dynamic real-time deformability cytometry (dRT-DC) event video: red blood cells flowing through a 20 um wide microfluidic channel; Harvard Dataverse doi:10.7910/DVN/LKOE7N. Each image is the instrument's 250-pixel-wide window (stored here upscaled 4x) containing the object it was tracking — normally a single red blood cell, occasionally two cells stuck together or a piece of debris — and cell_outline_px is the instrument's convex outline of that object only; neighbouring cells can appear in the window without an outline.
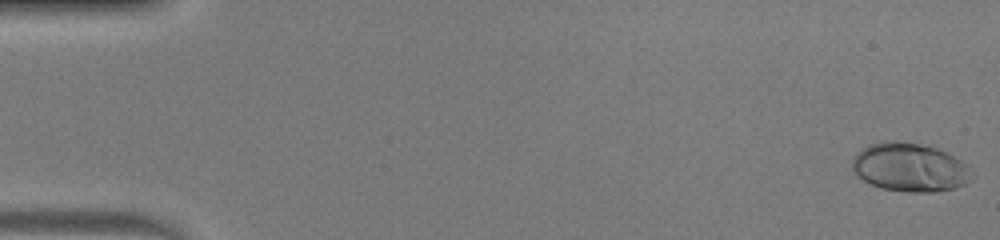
{"species": "human", "species_latin": "Homo sapiens", "temperature_condition": "warm", "stored_images_in_passage": 49, "camera_frame_rate_fps": 3000, "um_per_image_px": 0.085, "donor": {"sex": "male"}, "frame": {"image": 1, "passage_image": 1, "time_ms": 0.0, "image_size_px": [1000, 240], "cell_outline_px": [[976, 176], [972, 180], [956, 188], [932, 192], [908, 192], [884, 188], [872, 184], [856, 176], [852, 172], [852, 160], [856, 152], [868, 144], [884, 140], [900, 140], [920, 144], [936, 148], [948, 152], [968, 164]], "centroid_in_image_um": [77.36, 14.21], "position_along_channel_um": 7.6, "area_um2": 34.56}}
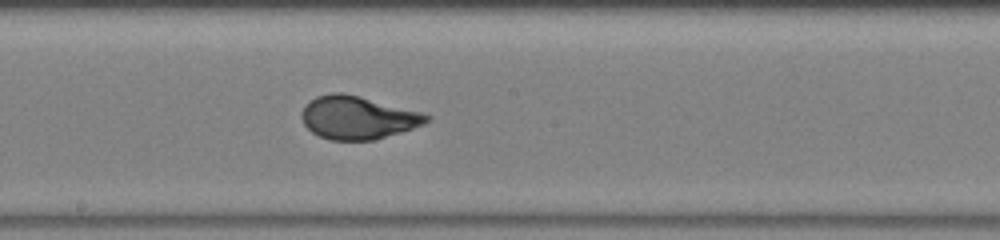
{"frame": {"image": 2, "passage_image": 27, "time_ms": 8.667, "image_size_px": [1000, 240], "cell_outline_px": [[432, 120], [424, 124], [400, 132], [372, 140], [328, 140], [312, 132], [304, 124], [300, 116], [300, 112], [316, 96], [332, 92], [344, 92], [360, 96], [420, 112], [432, 116]], "centroid_in_image_um": [30.4, 9.99], "position_along_channel_um": 217.8, "area_um2": 31.15}}
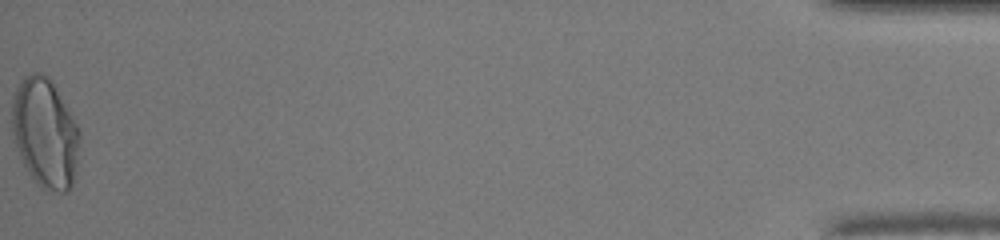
{"frame": {"image": 3, "passage_image": 49, "time_ms": 16.0, "image_size_px": [1000, 240], "cell_outline_px": [[80, 136], [76, 172], [72, 184], [68, 192], [60, 192], [44, 188], [32, 176], [24, 164], [12, 140], [12, 96], [20, 80], [24, 76], [32, 72], [40, 72], [48, 76], [52, 80], [80, 128]], "centroid_in_image_um": [3.84, 11.25], "position_along_channel_um": 431.4, "area_um2": 43.52}, "authors_computed_cell_mechanics": {"area_um2": 31.501, "velocity_mm_per_s": 4.269, "shape_relaxation_time_tau1_ms": 6.0666, "shape_relaxation_time_tau2_ms": null, "deformation_change_tau1": 0.2668, "deformation_change_tau2": null}}